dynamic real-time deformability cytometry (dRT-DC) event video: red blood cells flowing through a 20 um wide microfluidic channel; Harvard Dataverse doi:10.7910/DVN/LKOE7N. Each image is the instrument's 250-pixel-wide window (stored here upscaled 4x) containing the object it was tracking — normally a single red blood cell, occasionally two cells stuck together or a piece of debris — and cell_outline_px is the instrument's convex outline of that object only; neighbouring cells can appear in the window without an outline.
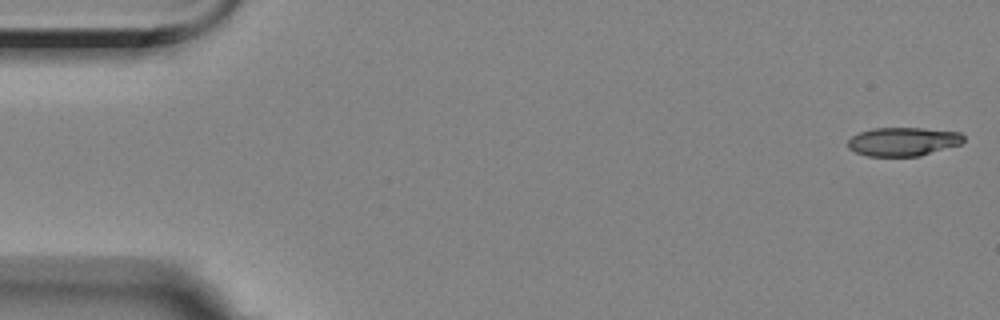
{"species": "Egyptian fruit bat (a non-hibernating species)", "species_latin": "Rousettus aegyptiacus", "temperature_condition": "room temperature", "stored_images_in_passage": 10, "camera_frame_rate_fps": 3000, "um_per_image_px": 0.085, "animal": {"sex": "female"}, "frame": {"image": 1, "passage_image": 1, "time_ms": 0.0, "image_size_px": [1000, 320], "cell_outline_px": [[964, 140], [960, 144], [920, 156], [868, 156], [856, 152], [848, 148], [848, 140], [852, 136], [860, 132], [872, 128], [924, 128], [960, 132], [964, 136]], "centroid_in_image_um": [76.76, 12.03], "position_along_channel_um": 8.2, "area_um2": 19.31}}